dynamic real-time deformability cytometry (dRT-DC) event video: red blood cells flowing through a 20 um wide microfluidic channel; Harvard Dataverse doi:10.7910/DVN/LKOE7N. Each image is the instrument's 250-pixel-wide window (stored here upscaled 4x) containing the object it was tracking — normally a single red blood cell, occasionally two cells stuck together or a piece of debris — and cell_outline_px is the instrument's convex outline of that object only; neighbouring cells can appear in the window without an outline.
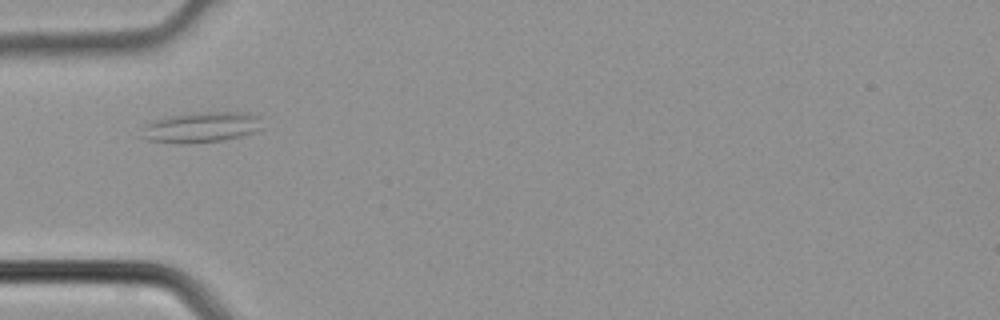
{"species": "common noctule bat (a hibernating species)", "species_latin": "Nyctalus noctula", "temperature_condition": "cold", "stored_images_in_passage": 3, "camera_frame_rate_fps": 3000, "um_per_image_px": 0.085, "animal": {"sex": "male", "body_mass_g": 21.5, "forearm_length_mm": 52.0}, "frame": {"image": 1, "passage_image": 3, "time_ms": 0.667, "image_size_px": [1000, 320], "cell_outline_px": [[264, 128], [240, 136], [224, 140], [180, 144], [176, 144], [148, 140], [140, 136], [140, 128], [144, 124], [168, 116], [196, 112], [252, 112], [260, 116]], "centroid_in_image_um": [17.1, 10.81], "position_along_channel_um": 67.9, "area_um2": 21.91}}